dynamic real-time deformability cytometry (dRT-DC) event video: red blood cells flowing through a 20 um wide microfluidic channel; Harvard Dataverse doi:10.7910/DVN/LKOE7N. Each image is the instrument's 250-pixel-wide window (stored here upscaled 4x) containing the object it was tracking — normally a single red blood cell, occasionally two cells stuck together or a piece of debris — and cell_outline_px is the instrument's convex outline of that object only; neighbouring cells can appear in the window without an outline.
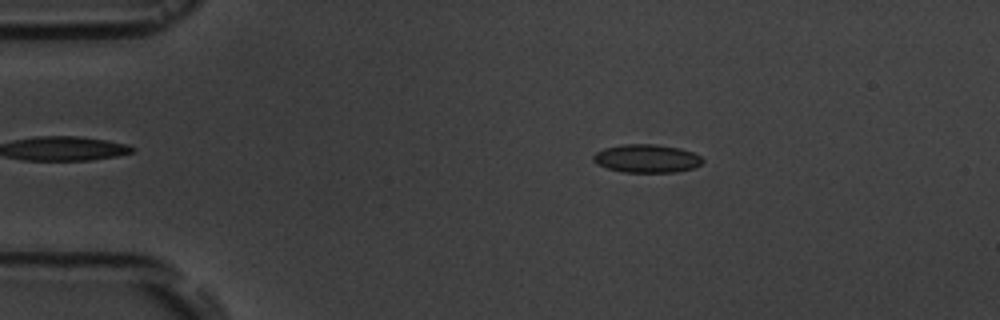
{"species": "common noctule bat (a hibernating species)", "species_latin": "Nyctalus noctula", "temperature_condition": "room temperature", "stored_images_in_passage": 6, "camera_frame_rate_fps": 3000, "um_per_image_px": 0.085, "animal": {"sex": "male", "body_mass_g": 19.5, "forearm_length_mm": 54.6}, "frame": {"image": 1, "passage_image": 3, "time_ms": 2.333, "image_size_px": [1000, 320], "cell_outline_px": [[704, 160], [700, 164], [692, 168], [676, 172], [624, 172], [608, 168], [596, 164], [592, 160], [592, 156], [596, 152], [604, 148], [624, 144], [656, 144], [680, 148], [692, 152], [700, 156]], "centroid_in_image_um": [54.95, 13.47], "position_along_channel_um": 30.1, "area_um2": 17.98}}
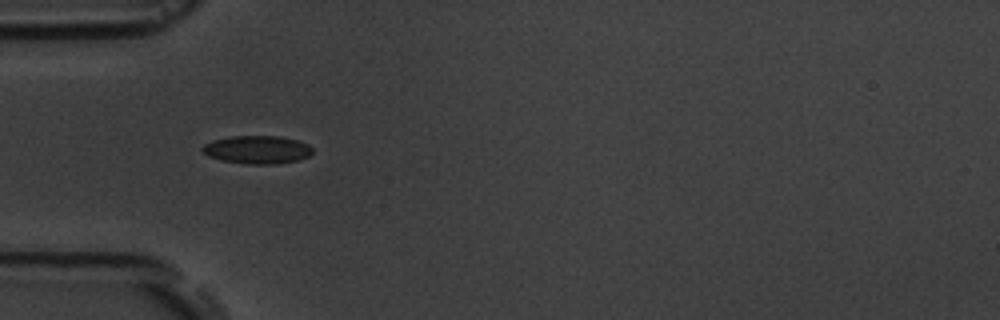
{"frame": {"image": 2, "passage_image": 5, "time_ms": 4.667, "image_size_px": [1000, 320], "cell_outline_px": [[312, 152], [308, 156], [296, 160], [276, 164], [248, 164], [220, 160], [208, 156], [200, 148], [204, 144], [212, 140], [228, 136], [280, 136], [296, 140], [308, 144], [312, 148]], "centroid_in_image_um": [21.82, 12.71], "position_along_channel_um": 63.2, "area_um2": 18.03}}
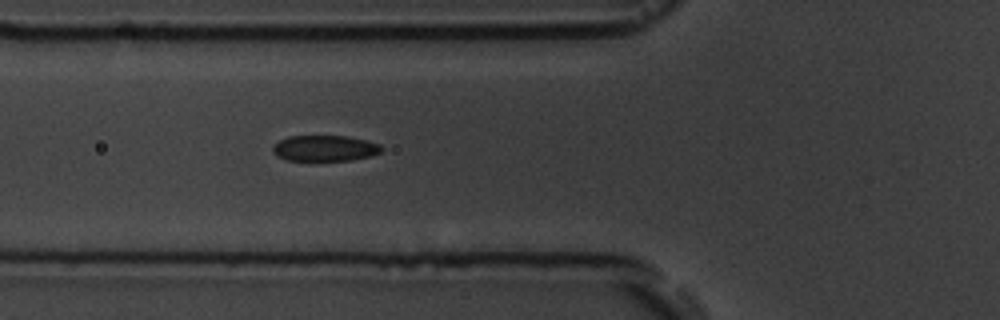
{"frame": {"image": 3, "passage_image": 6, "time_ms": 5.667, "image_size_px": [1000, 320], "cell_outline_px": [[384, 148], [380, 152], [368, 156], [352, 160], [288, 160], [276, 156], [272, 152], [272, 148], [280, 140], [288, 136], [348, 136], [380, 144]], "centroid_in_image_um": [27.59, 12.6], "position_along_channel_um": 98.2, "area_um2": 16.24}}